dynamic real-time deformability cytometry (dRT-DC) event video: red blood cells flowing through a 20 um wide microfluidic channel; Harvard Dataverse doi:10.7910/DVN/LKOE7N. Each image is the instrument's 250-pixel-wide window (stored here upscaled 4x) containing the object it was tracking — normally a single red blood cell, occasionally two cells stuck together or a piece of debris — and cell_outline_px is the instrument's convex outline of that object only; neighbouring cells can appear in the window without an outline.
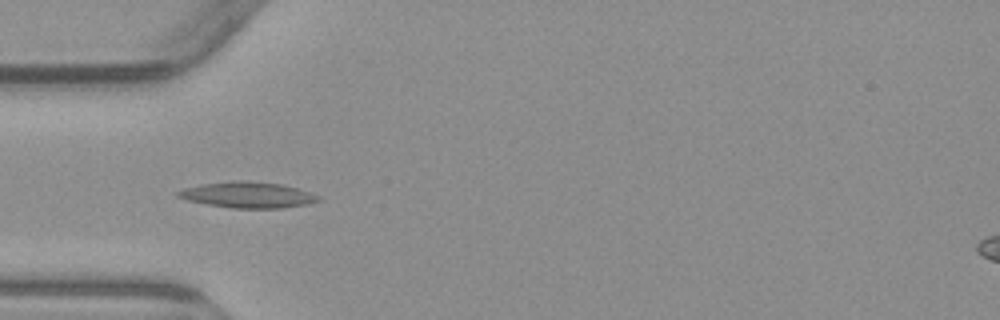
{"species": "common noctule bat (a hibernating species)", "species_latin": "Nyctalus noctula", "temperature_condition": "warm", "stored_images_in_passage": 7, "camera_frame_rate_fps": 3000, "um_per_image_px": 0.085, "animal": {"sex": "male", "body_mass_g": 23.1, "forearm_length_mm": 52.7}, "frame": {"image": 1, "passage_image": 3, "time_ms": 3.333, "image_size_px": [1000, 320], "cell_outline_px": [[324, 200], [308, 204], [280, 208], [232, 208], [208, 204], [188, 200], [176, 196], [176, 192], [184, 188], [200, 184], [232, 180], [244, 180], [280, 184], [296, 188], [320, 196]], "centroid_in_image_um": [21.06, 16.56], "position_along_channel_um": 63.9, "area_um2": 21.21}}
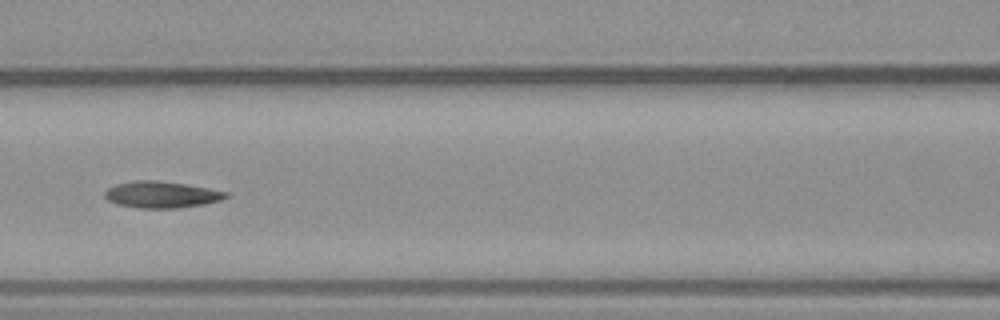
{"frame": {"image": 2, "passage_image": 5, "time_ms": 5.667, "image_size_px": [1000, 320], "cell_outline_px": [[228, 196], [220, 200], [204, 204], [176, 208], [140, 208], [116, 204], [108, 200], [104, 196], [104, 192], [108, 188], [116, 184], [132, 180], [156, 180], [184, 184], [208, 188], [228, 192]], "centroid_in_image_um": [13.69, 16.54], "position_along_channel_um": 152.9, "area_um2": 18.67}}
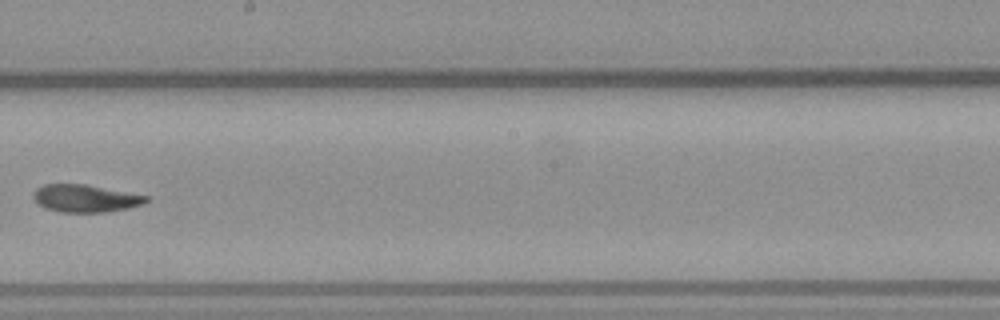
{"frame": {"image": 3, "passage_image": 7, "time_ms": 8.0, "image_size_px": [1000, 320], "cell_outline_px": [[148, 200], [140, 204], [128, 208], [104, 212], [60, 212], [44, 208], [32, 196], [36, 188], [44, 184], [88, 184], [148, 196]], "centroid_in_image_um": [7.23, 16.85], "position_along_channel_um": 241.0, "area_um2": 17.98}}